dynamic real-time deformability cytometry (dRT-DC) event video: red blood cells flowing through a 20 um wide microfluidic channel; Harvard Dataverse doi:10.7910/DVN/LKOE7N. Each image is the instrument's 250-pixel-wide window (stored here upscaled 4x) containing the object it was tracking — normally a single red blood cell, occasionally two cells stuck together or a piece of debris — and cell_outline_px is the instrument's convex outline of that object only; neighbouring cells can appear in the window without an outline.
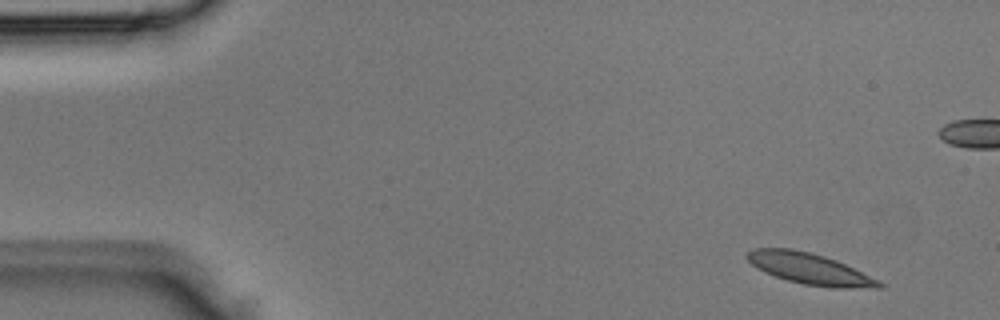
{"species": "Egyptian fruit bat (a non-hibernating species)", "species_latin": "Rousettus aegyptiacus", "temperature_condition": "room temperature", "stored_images_in_passage": 2, "camera_frame_rate_fps": 3000, "um_per_image_px": 0.085, "animal": {"sex": "male"}, "frame": {"image": 1, "passage_image": 2, "time_ms": 0.333, "image_size_px": [1000, 320], "cell_outline_px": [[884, 288], [832, 288], [804, 284], [788, 280], [764, 272], [756, 268], [744, 256], [748, 252], [756, 248], [792, 248], [824, 256], [836, 260], [880, 280], [884, 284]], "centroid_in_image_um": [68.85, 22.85], "position_along_channel_um": 16.1, "area_um2": 23.93}}